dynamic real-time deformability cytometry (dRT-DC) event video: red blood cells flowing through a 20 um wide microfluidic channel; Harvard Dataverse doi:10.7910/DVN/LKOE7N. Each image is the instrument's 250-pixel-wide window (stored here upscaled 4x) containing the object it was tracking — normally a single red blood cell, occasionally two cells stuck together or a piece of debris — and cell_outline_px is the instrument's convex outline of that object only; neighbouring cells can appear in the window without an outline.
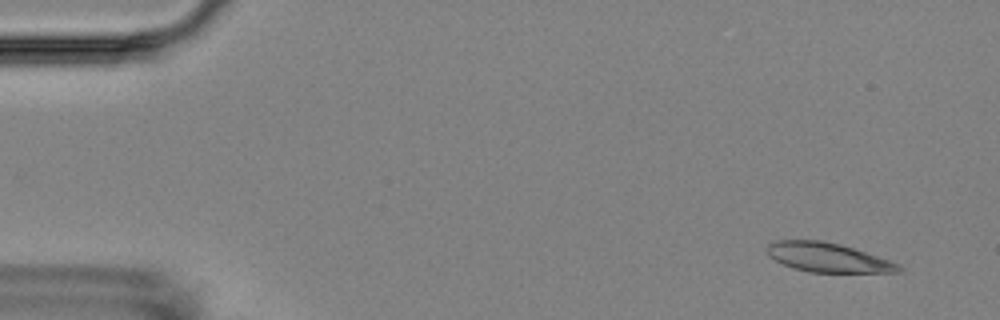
{"species": "Egyptian fruit bat (a non-hibernating species)", "species_latin": "Rousettus aegyptiacus", "temperature_condition": "room temperature", "stored_images_in_passage": 4, "camera_frame_rate_fps": 3000, "um_per_image_px": 0.085, "animal": {"sex": "female"}, "frame": {"image": 1, "passage_image": 1, "time_ms": 0.0, "image_size_px": [1000, 320], "cell_outline_px": [[904, 272], [808, 272], [792, 268], [768, 256], [768, 244], [776, 240], [820, 240], [840, 244], [900, 264], [904, 268]], "centroid_in_image_um": [70.37, 21.89], "position_along_channel_um": 14.6, "area_um2": 22.25}}
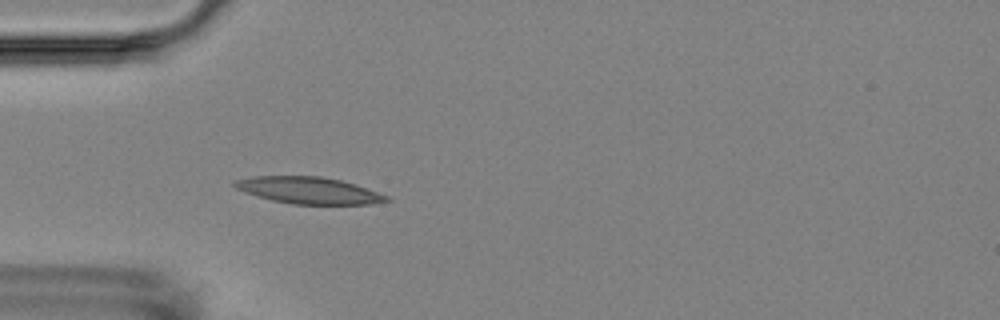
{"frame": {"image": 2, "passage_image": 4, "time_ms": 4.333, "image_size_px": [1000, 320], "cell_outline_px": [[392, 200], [368, 204], [292, 204], [272, 200], [244, 192], [236, 188], [232, 184], [236, 180], [252, 176], [320, 176], [340, 180], [388, 196]], "centroid_in_image_um": [26.19, 16.18], "position_along_channel_um": 58.8, "area_um2": 23.29}}